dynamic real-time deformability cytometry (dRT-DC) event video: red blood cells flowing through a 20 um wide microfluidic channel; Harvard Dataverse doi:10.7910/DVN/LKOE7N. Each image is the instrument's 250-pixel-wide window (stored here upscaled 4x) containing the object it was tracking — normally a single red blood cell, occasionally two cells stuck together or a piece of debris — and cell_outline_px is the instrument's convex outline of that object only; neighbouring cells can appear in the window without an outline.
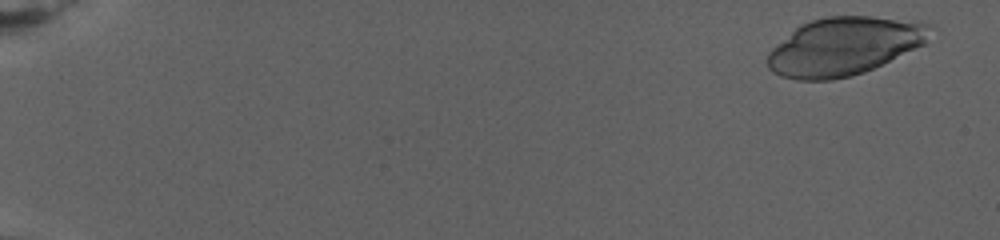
{"species": "human", "species_latin": "Homo sapiens", "temperature_condition": "warm", "stored_images_in_passage": 63, "camera_frame_rate_fps": 3000, "um_per_image_px": 0.085, "donor": {"sex": "female"}, "frame": {"image": 1, "passage_image": 4, "time_ms": 1.0, "image_size_px": [1000, 240], "cell_outline_px": [[940, 28], [924, 44], [864, 72], [832, 80], [796, 80], [780, 76], [772, 72], [768, 68], [768, 52], [772, 48], [800, 24], [824, 16], [868, 16], [920, 20], [936, 24]], "centroid_in_image_um": [71.85, 3.9], "position_along_channel_um": 13.2, "area_um2": 55.66}}
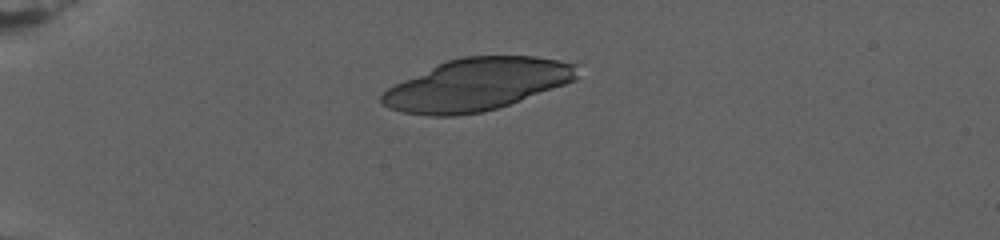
{"frame": {"image": 2, "passage_image": 31, "time_ms": 7.333, "image_size_px": [1000, 240], "cell_outline_px": [[576, 80], [508, 104], [484, 112], [456, 116], [428, 116], [400, 112], [388, 108], [380, 100], [380, 96], [388, 88], [404, 80], [448, 60], [464, 56], [536, 56], [560, 60], [576, 64]], "centroid_in_image_um": [40.52, 7.19], "position_along_channel_um": 44.5, "area_um2": 58.72}}